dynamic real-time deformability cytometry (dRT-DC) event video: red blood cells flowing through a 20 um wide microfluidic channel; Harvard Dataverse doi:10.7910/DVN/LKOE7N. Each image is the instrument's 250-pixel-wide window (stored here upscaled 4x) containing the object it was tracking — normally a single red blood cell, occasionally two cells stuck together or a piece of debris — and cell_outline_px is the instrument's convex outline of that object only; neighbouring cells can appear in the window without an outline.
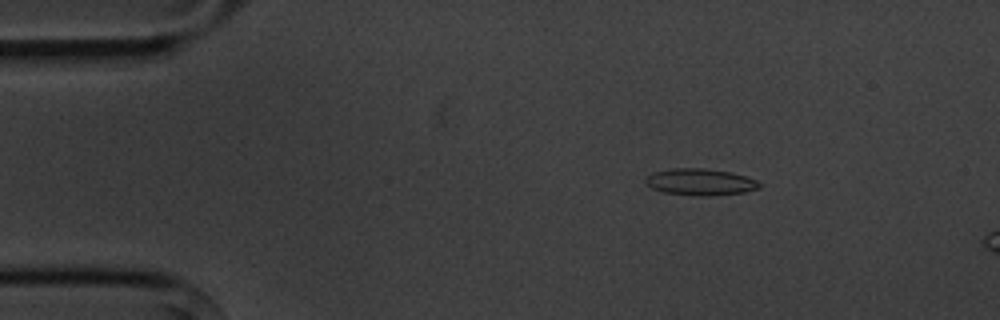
{"species": "common noctule bat (a hibernating species)", "species_latin": "Nyctalus noctula", "temperature_condition": "cold", "stored_images_in_passage": 4, "camera_frame_rate_fps": 3000, "um_per_image_px": 0.085, "animal": {"sex": "male", "body_mass_g": 20.1, "forearm_length_mm": 53.5}, "frame": {"image": 1, "passage_image": 2, "time_ms": 1.0, "image_size_px": [1000, 320], "cell_outline_px": [[760, 188], [744, 192], [704, 196], [700, 196], [664, 192], [652, 188], [644, 184], [644, 180], [652, 172], [672, 168], [704, 168], [732, 172], [756, 180], [760, 184]], "centroid_in_image_um": [59.49, 15.46], "position_along_channel_um": 25.5, "area_um2": 17.63}}